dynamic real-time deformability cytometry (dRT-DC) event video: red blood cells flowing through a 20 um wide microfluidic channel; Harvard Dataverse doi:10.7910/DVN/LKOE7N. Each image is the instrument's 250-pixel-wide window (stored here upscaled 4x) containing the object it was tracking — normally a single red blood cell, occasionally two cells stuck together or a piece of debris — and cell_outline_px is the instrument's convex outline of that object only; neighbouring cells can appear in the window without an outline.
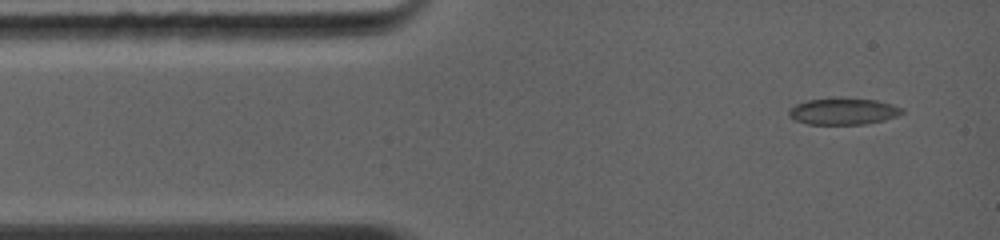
{"species": "common noctule bat (a hibernating species)", "species_latin": "Nyctalus noctula", "temperature_condition": "warm", "stored_images_in_passage": 36, "camera_frame_rate_fps": 5000, "um_per_image_px": 0.085, "animal": {"sex": "female", "body_mass_g": 19.0, "forearm_length_mm": 56.7}, "frame": {"image": 1, "passage_image": 1, "time_ms": 0.0, "image_size_px": [1000, 240], "cell_outline_px": [[904, 112], [896, 116], [884, 120], [864, 124], [808, 124], [796, 120], [788, 116], [788, 108], [796, 104], [808, 100], [840, 96], [844, 96], [876, 100], [892, 104], [904, 108]], "centroid_in_image_um": [71.67, 9.43], "position_along_channel_um": 13.3, "area_um2": 17.98}}
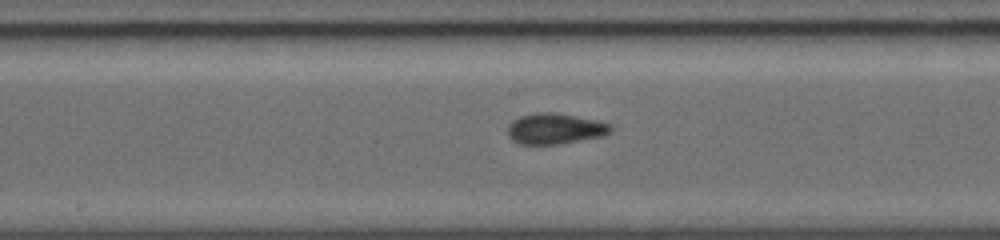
{"frame": {"image": 2, "passage_image": 16, "time_ms": 5.4, "image_size_px": [1000, 240], "cell_outline_px": [[612, 128], [604, 136], [560, 144], [520, 144], [512, 140], [508, 136], [508, 124], [512, 120], [520, 116], [536, 112], [556, 112], [596, 120], [612, 124]], "centroid_in_image_um": [47.16, 10.93], "position_along_channel_um": 201.0, "area_um2": 18.61}}
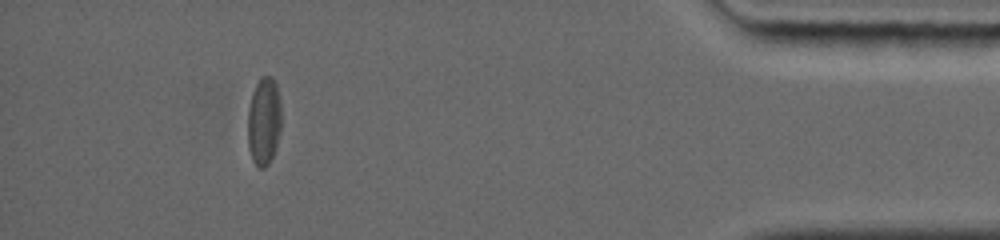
{"frame": {"image": 3, "passage_image": 31, "time_ms": 11.6, "image_size_px": [1000, 240], "cell_outline_px": [[280, 128], [276, 144], [272, 156], [268, 164], [264, 168], [260, 168], [252, 160], [248, 144], [248, 108], [252, 92], [260, 76], [272, 76], [276, 84], [280, 100]], "centroid_in_image_um": [22.42, 10.26], "position_along_channel_um": 412.8, "area_um2": 17.11}, "authors_computed_cell_mechanics": {"area_um2": 17.5423, "velocity_mm_per_s": 4.4122, "shape_relaxation_time_tau1_ms": 2.8703, "shape_relaxation_time_tau2_ms": 1.519, "deformation_change_tau1": 0.1034, "deformation_change_tau2": 0.054}}